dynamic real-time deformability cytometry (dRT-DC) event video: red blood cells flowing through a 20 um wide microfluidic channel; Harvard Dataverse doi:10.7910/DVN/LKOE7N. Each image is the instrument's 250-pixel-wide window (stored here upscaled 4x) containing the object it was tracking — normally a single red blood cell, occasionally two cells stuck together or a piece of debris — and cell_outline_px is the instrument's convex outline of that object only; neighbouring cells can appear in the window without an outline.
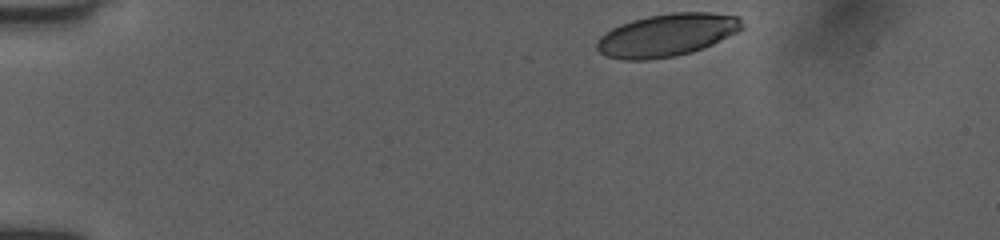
{"species": "human", "species_latin": "Homo sapiens", "temperature_condition": "room temperature", "stored_images_in_passage": 39, "camera_frame_rate_fps": 3000, "um_per_image_px": 0.085, "donor": {"sex": "female"}, "frame": {"image": 1, "passage_image": 1, "time_ms": 0.0, "image_size_px": [1000, 240], "cell_outline_px": [[744, 28], [712, 44], [692, 52], [676, 56], [648, 60], [624, 60], [608, 56], [600, 52], [596, 48], [596, 44], [600, 36], [612, 28], [620, 24], [632, 20], [648, 16], [672, 12], [708, 12], [740, 16]], "centroid_in_image_um": [56.69, 2.97], "position_along_channel_um": 28.3, "area_um2": 36.07}}
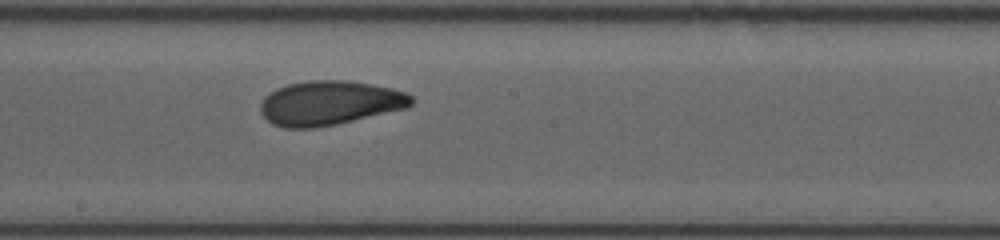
{"frame": {"image": 2, "passage_image": 22, "time_ms": 7.0, "image_size_px": [1000, 240], "cell_outline_px": [[412, 104], [408, 108], [336, 124], [312, 128], [284, 128], [272, 124], [260, 112], [260, 104], [264, 96], [276, 88], [288, 84], [308, 80], [348, 80], [372, 84], [392, 88], [408, 92], [412, 96]], "centroid_in_image_um": [28.02, 8.74], "position_along_channel_um": 220.2, "area_um2": 39.25}}
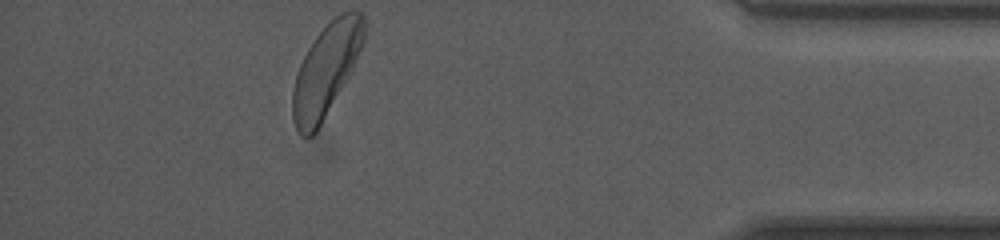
{"frame": {"image": 3, "passage_image": 39, "time_ms": 12.667, "image_size_px": [1000, 240], "cell_outline_px": [[368, 24], [364, 40], [352, 68], [348, 76], [316, 132], [312, 136], [300, 136], [296, 128], [292, 116], [292, 88], [296, 72], [308, 48], [316, 36], [340, 12], [364, 12]], "centroid_in_image_um": [27.72, 5.93], "position_along_channel_um": 407.5, "area_um2": 38.03}, "authors_computed_cell_mechanics": {"area_um2": 38.0324, "velocity_mm_per_s": 4.0041, "shape_relaxation_time_tau1_ms": 2.9253, "shape_relaxation_time_tau2_ms": 1.7794, "deformation_change_tau1": 0.1336, "deformation_change_tau2": 0.0795}}